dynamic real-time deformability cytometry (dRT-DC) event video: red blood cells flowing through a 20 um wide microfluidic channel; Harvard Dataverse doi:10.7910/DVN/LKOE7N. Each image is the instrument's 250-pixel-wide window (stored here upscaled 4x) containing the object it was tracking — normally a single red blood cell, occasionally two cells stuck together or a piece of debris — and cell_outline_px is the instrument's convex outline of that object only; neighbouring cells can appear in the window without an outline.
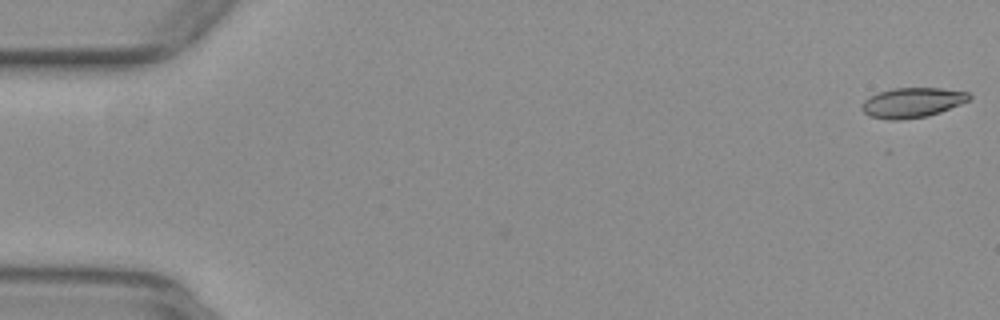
{"species": "common noctule bat (a hibernating species)", "species_latin": "Nyctalus noctula", "temperature_condition": "warm", "stored_images_in_passage": 12, "camera_frame_rate_fps": 3000, "um_per_image_px": 0.085, "animal": {"sex": "female", "body_mass_g": 29.2, "forearm_length_mm": 56.3}, "frame": {"image": 1, "passage_image": 1, "time_ms": 0.0, "image_size_px": [1000, 320], "cell_outline_px": [[972, 96], [968, 100], [960, 104], [940, 112], [928, 116], [900, 120], [888, 120], [868, 116], [860, 108], [860, 104], [864, 100], [880, 92], [896, 88], [940, 88], [968, 92]], "centroid_in_image_um": [77.52, 8.73], "position_along_channel_um": 7.5, "area_um2": 18.67}}